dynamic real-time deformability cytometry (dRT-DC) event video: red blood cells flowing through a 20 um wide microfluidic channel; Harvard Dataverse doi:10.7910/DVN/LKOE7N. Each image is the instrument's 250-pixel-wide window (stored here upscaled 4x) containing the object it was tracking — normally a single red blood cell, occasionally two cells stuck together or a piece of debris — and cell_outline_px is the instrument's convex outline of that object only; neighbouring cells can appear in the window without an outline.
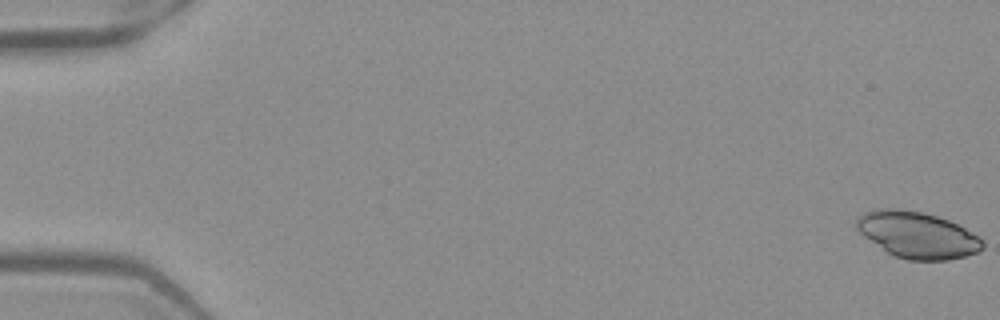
{"species": "Egyptian fruit bat (a non-hibernating species)", "species_latin": "Rousettus aegyptiacus", "temperature_condition": "warm", "stored_images_in_passage": 52, "camera_frame_rate_fps": 3000, "um_per_image_px": 0.085, "frame": {"image": 1, "passage_image": 1, "time_ms": 0.0, "image_size_px": [1000, 320], "cell_outline_px": [[984, 248], [976, 252], [964, 256], [948, 260], [908, 260], [896, 256], [888, 252], [864, 236], [856, 228], [856, 220], [864, 212], [872, 208], [900, 208], [920, 212], [936, 216], [948, 220], [964, 228], [984, 240]], "centroid_in_image_um": [77.96, 19.95], "position_along_channel_um": 7.0, "area_um2": 33.81}}